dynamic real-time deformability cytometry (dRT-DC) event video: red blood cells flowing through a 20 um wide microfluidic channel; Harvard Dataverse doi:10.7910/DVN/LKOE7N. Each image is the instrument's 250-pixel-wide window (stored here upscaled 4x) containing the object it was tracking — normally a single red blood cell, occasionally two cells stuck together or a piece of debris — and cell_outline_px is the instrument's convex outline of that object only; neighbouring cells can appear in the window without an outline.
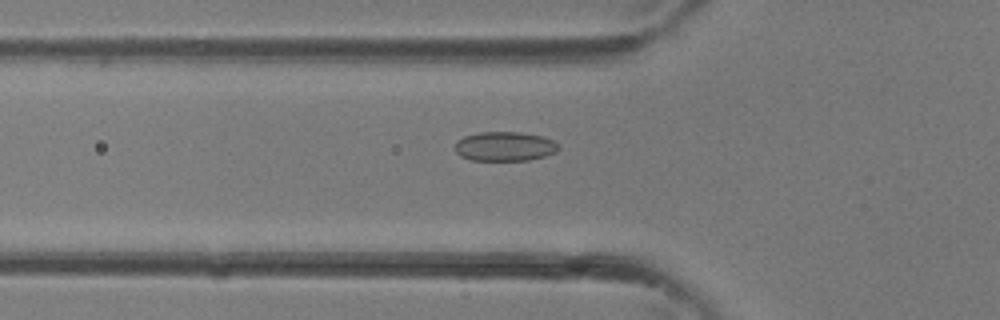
{"species": "common noctule bat (a hibernating species)", "species_latin": "Nyctalus noctula", "temperature_condition": "room temperature", "stored_images_in_passage": 29, "camera_frame_rate_fps": 3000, "um_per_image_px": 0.085, "animal": {"sex": "female"}, "frame": {"image": 1, "passage_image": 5, "time_ms": 1.333, "image_size_px": [1000, 320], "cell_outline_px": [[560, 148], [556, 152], [544, 156], [528, 160], [472, 160], [460, 156], [456, 152], [456, 140], [464, 136], [480, 132], [520, 132], [544, 136], [560, 144]], "centroid_in_image_um": [42.93, 12.43], "position_along_channel_um": 82.9, "area_um2": 17.8}}
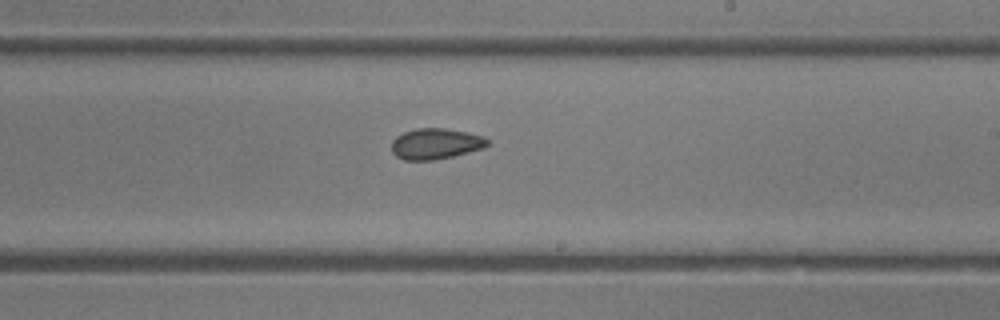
{"frame": {"image": 2, "passage_image": 14, "time_ms": 4.333, "image_size_px": [1000, 320], "cell_outline_px": [[488, 144], [484, 148], [452, 156], [432, 160], [404, 160], [396, 156], [392, 152], [392, 140], [396, 136], [404, 132], [416, 128], [444, 128], [468, 132], [484, 136], [488, 140]], "centroid_in_image_um": [37.02, 12.21], "position_along_channel_um": 252.0, "area_um2": 17.22}}
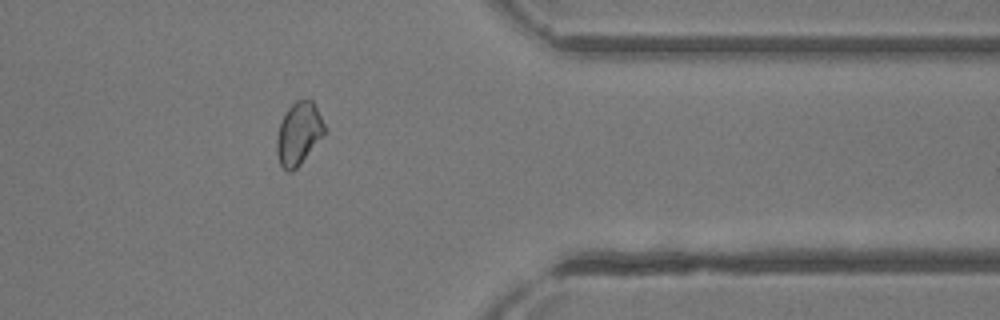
{"frame": {"image": 3, "passage_image": 22, "time_ms": 7.0, "image_size_px": [1000, 320], "cell_outline_px": [[328, 128], [300, 164], [292, 172], [288, 172], [280, 164], [276, 152], [276, 140], [280, 124], [288, 108], [296, 100], [312, 100]], "centroid_in_image_um": [25.39, 11.35], "position_along_channel_um": 386.0, "area_um2": 17.22}}